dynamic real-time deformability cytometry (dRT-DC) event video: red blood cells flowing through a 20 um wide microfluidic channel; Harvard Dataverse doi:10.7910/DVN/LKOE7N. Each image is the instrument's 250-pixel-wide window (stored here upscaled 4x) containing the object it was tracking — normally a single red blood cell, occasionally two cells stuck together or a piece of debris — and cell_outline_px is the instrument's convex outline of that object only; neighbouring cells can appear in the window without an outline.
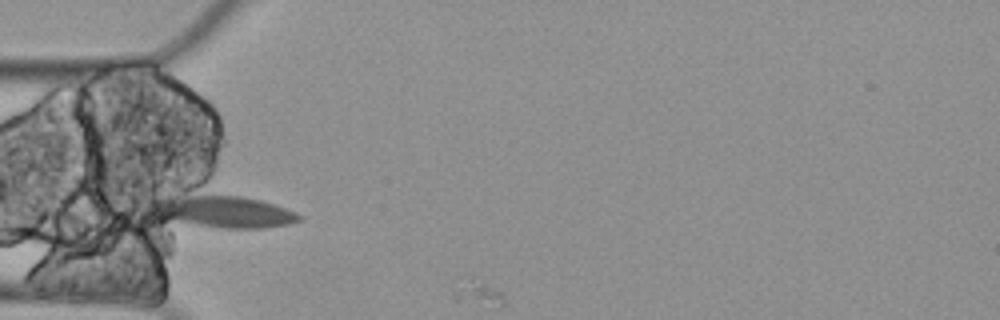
{"species": "Egyptian fruit bat (a non-hibernating species)", "species_latin": "Rousettus aegyptiacus", "temperature_condition": "cold", "stored_images_in_passage": 6, "camera_frame_rate_fps": 3000, "um_per_image_px": 0.085, "animal": {"sex": "female"}, "frame": {"image": 1, "passage_image": 4, "time_ms": 1.0, "image_size_px": [1000, 320], "cell_outline_px": [[300, 220], [288, 224], [264, 228], [220, 228], [168, 220], [152, 216], [148, 204], [148, 200], [168, 196], [240, 196], [260, 200], [296, 212], [300, 216]], "centroid_in_image_um": [18.85, 17.99], "position_along_channel_um": 66.2, "area_um2": 27.4}}